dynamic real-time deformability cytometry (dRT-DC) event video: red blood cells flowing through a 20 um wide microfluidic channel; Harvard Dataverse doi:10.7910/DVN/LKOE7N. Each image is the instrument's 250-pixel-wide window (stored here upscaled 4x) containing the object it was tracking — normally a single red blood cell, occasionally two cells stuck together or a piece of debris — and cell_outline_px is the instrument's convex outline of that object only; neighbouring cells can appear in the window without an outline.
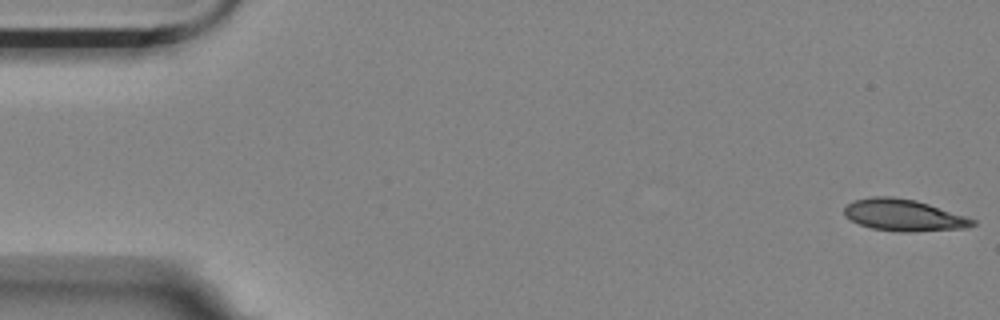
{"species": "Egyptian fruit bat (a non-hibernating species)", "species_latin": "Rousettus aegyptiacus", "temperature_condition": "room temperature", "stored_images_in_passage": 6, "camera_frame_rate_fps": 3000, "um_per_image_px": 0.085, "animal": {"sex": "female"}, "frame": {"image": 1, "passage_image": 1, "time_ms": 0.0, "image_size_px": [1000, 320], "cell_outline_px": [[976, 224], [968, 228], [912, 232], [900, 232], [872, 228], [860, 224], [844, 216], [844, 208], [848, 204], [856, 200], [872, 196], [892, 196], [916, 200], [976, 220]], "centroid_in_image_um": [76.82, 18.29], "position_along_channel_um": 8.2, "area_um2": 23.58}}
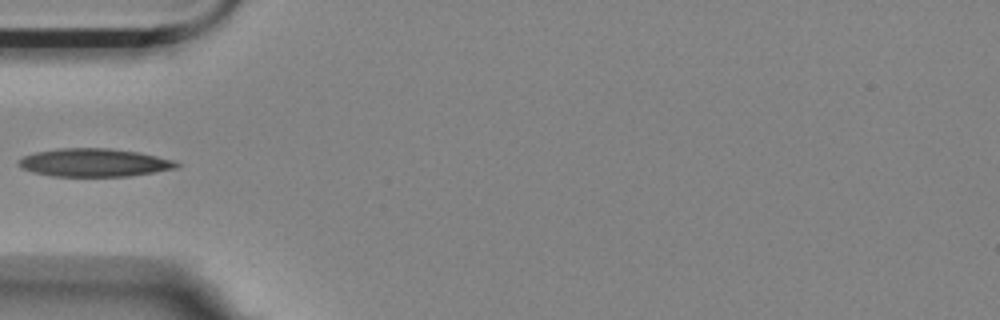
{"frame": {"image": 2, "passage_image": 5, "time_ms": 1.333, "image_size_px": [1000, 320], "cell_outline_px": [[180, 164], [176, 168], [128, 176], [52, 176], [32, 172], [20, 168], [16, 164], [24, 156], [36, 152], [56, 148], [108, 148], [136, 152], [156, 156], [172, 160]], "centroid_in_image_um": [7.93, 13.82], "position_along_channel_um": 77.1, "area_um2": 25.66}}
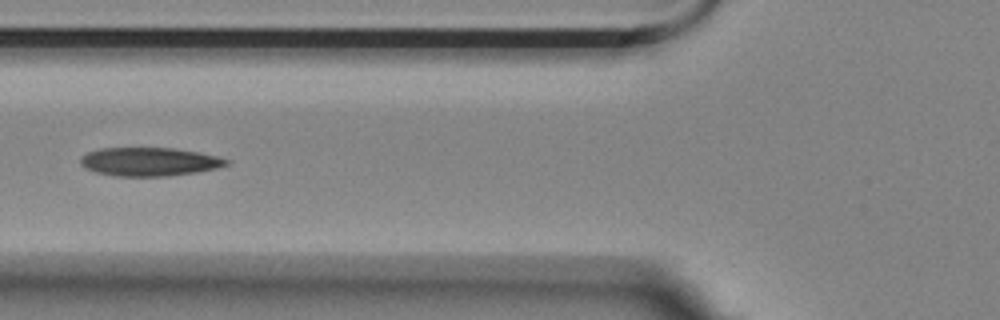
{"frame": {"image": 3, "passage_image": 6, "time_ms": 1.667, "image_size_px": [1000, 320], "cell_outline_px": [[232, 164], [216, 168], [196, 172], [168, 176], [116, 176], [96, 172], [80, 164], [80, 156], [88, 152], [100, 148], [172, 148], [200, 152], [232, 160]], "centroid_in_image_um": [12.74, 13.74], "position_along_channel_um": 113.1, "area_um2": 24.33}}